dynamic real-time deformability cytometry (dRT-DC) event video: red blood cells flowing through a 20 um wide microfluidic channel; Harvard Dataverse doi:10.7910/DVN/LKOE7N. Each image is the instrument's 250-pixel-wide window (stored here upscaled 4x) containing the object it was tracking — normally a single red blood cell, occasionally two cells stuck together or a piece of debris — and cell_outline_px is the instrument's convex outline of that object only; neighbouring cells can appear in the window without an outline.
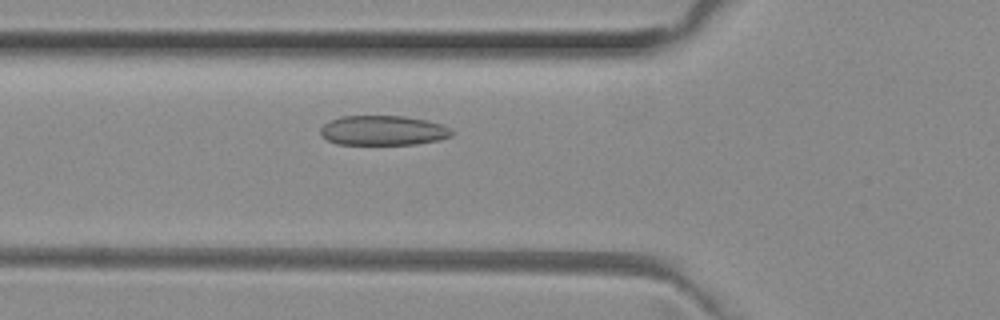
{"species": "common noctule bat (a hibernating species)", "species_latin": "Nyctalus noctula", "temperature_condition": "room temperature", "stored_images_in_passage": 40, "camera_frame_rate_fps": 3000, "um_per_image_px": 0.085, "animal": {"sex": "female", "body_mass_g": 29.2, "forearm_length_mm": 56.3}, "frame": {"image": 1, "passage_image": 6, "time_ms": 1.667, "image_size_px": [1000, 320], "cell_outline_px": [[452, 136], [436, 140], [416, 144], [336, 144], [320, 136], [320, 128], [324, 124], [340, 116], [404, 116], [424, 120], [440, 124], [448, 128], [452, 132]], "centroid_in_image_um": [32.5, 11.09], "position_along_channel_um": 93.3, "area_um2": 22.54}}
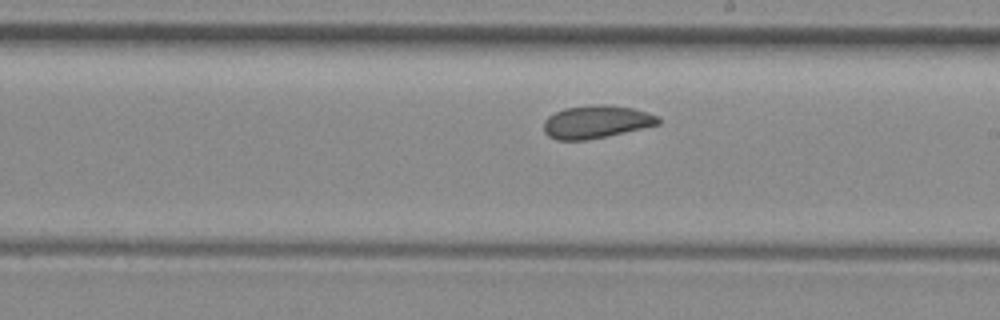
{"frame": {"image": 2, "passage_image": 17, "time_ms": 5.333, "image_size_px": [1000, 320], "cell_outline_px": [[660, 124], [608, 136], [588, 140], [556, 140], [548, 136], [544, 132], [544, 120], [548, 116], [564, 108], [592, 104], [612, 104], [632, 108], [648, 112], [656, 116], [660, 120]], "centroid_in_image_um": [50.67, 10.35], "position_along_channel_um": 238.3, "area_um2": 22.14}}
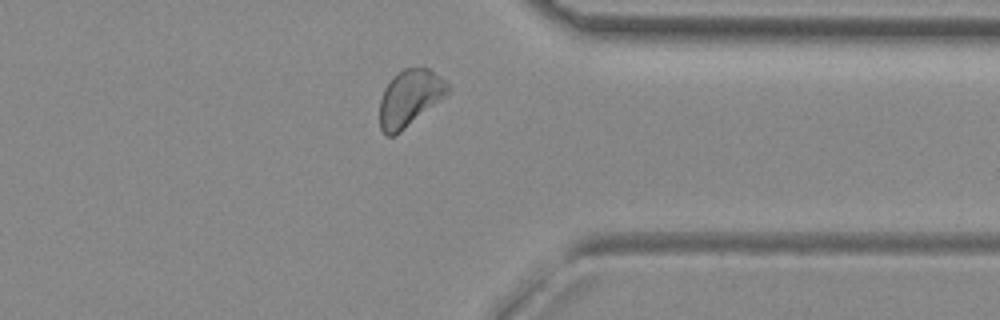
{"frame": {"image": 3, "passage_image": 28, "time_ms": 9.0, "image_size_px": [1000, 320], "cell_outline_px": [[448, 92], [444, 96], [400, 132], [392, 136], [384, 136], [380, 128], [380, 100], [384, 88], [392, 76], [396, 72], [404, 68], [428, 68], [448, 80]], "centroid_in_image_um": [34.79, 8.31], "position_along_channel_um": 376.6, "area_um2": 22.25}, "authors_computed_cell_mechanics": {"area_um2": 22.253, "velocity_mm_per_s": 3.9565, "shape_relaxation_time_tau1_ms": 5.2554, "shape_relaxation_time_tau2_ms": 3.1822, "deformation_change_tau1": 0.1072, "deformation_change_tau2": 0.0659}}